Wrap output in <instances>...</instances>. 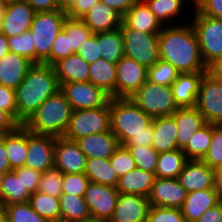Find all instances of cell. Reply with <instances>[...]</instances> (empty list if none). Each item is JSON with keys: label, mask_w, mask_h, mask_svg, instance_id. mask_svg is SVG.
I'll use <instances>...</instances> for the list:
<instances>
[{"label": "cell", "mask_w": 222, "mask_h": 222, "mask_svg": "<svg viewBox=\"0 0 222 222\" xmlns=\"http://www.w3.org/2000/svg\"><path fill=\"white\" fill-rule=\"evenodd\" d=\"M158 43L160 60L170 63L179 73L209 70L202 60L190 20L188 24L163 26Z\"/></svg>", "instance_id": "obj_1"}, {"label": "cell", "mask_w": 222, "mask_h": 222, "mask_svg": "<svg viewBox=\"0 0 222 222\" xmlns=\"http://www.w3.org/2000/svg\"><path fill=\"white\" fill-rule=\"evenodd\" d=\"M111 132L121 146H152L153 119L129 98L109 99Z\"/></svg>", "instance_id": "obj_2"}, {"label": "cell", "mask_w": 222, "mask_h": 222, "mask_svg": "<svg viewBox=\"0 0 222 222\" xmlns=\"http://www.w3.org/2000/svg\"><path fill=\"white\" fill-rule=\"evenodd\" d=\"M60 89L53 66L34 64L15 89L17 122L23 125L47 98L57 94Z\"/></svg>", "instance_id": "obj_3"}, {"label": "cell", "mask_w": 222, "mask_h": 222, "mask_svg": "<svg viewBox=\"0 0 222 222\" xmlns=\"http://www.w3.org/2000/svg\"><path fill=\"white\" fill-rule=\"evenodd\" d=\"M72 112L73 109L65 95L59 91L47 98L23 126L34 134L63 137L67 131Z\"/></svg>", "instance_id": "obj_4"}, {"label": "cell", "mask_w": 222, "mask_h": 222, "mask_svg": "<svg viewBox=\"0 0 222 222\" xmlns=\"http://www.w3.org/2000/svg\"><path fill=\"white\" fill-rule=\"evenodd\" d=\"M67 14L62 10L36 12L30 32L35 45V64L50 65V52L55 38L62 30Z\"/></svg>", "instance_id": "obj_5"}, {"label": "cell", "mask_w": 222, "mask_h": 222, "mask_svg": "<svg viewBox=\"0 0 222 222\" xmlns=\"http://www.w3.org/2000/svg\"><path fill=\"white\" fill-rule=\"evenodd\" d=\"M195 11L191 17L200 54L205 66L209 69L218 60L222 59V20L200 14Z\"/></svg>", "instance_id": "obj_6"}, {"label": "cell", "mask_w": 222, "mask_h": 222, "mask_svg": "<svg viewBox=\"0 0 222 222\" xmlns=\"http://www.w3.org/2000/svg\"><path fill=\"white\" fill-rule=\"evenodd\" d=\"M129 99L152 119L170 116L178 109L171 87L158 85L148 80Z\"/></svg>", "instance_id": "obj_7"}, {"label": "cell", "mask_w": 222, "mask_h": 222, "mask_svg": "<svg viewBox=\"0 0 222 222\" xmlns=\"http://www.w3.org/2000/svg\"><path fill=\"white\" fill-rule=\"evenodd\" d=\"M111 131L109 101L96 109L74 110L65 139L76 141L96 133Z\"/></svg>", "instance_id": "obj_8"}, {"label": "cell", "mask_w": 222, "mask_h": 222, "mask_svg": "<svg viewBox=\"0 0 222 222\" xmlns=\"http://www.w3.org/2000/svg\"><path fill=\"white\" fill-rule=\"evenodd\" d=\"M120 30L126 57L134 59L147 68L153 66L160 59L159 34L134 30L128 28L124 23H122Z\"/></svg>", "instance_id": "obj_9"}, {"label": "cell", "mask_w": 222, "mask_h": 222, "mask_svg": "<svg viewBox=\"0 0 222 222\" xmlns=\"http://www.w3.org/2000/svg\"><path fill=\"white\" fill-rule=\"evenodd\" d=\"M195 108L206 123L222 124V81L209 70L200 82Z\"/></svg>", "instance_id": "obj_10"}, {"label": "cell", "mask_w": 222, "mask_h": 222, "mask_svg": "<svg viewBox=\"0 0 222 222\" xmlns=\"http://www.w3.org/2000/svg\"><path fill=\"white\" fill-rule=\"evenodd\" d=\"M60 91L74 110L96 109L104 106L110 96L90 81L69 82L61 85Z\"/></svg>", "instance_id": "obj_11"}, {"label": "cell", "mask_w": 222, "mask_h": 222, "mask_svg": "<svg viewBox=\"0 0 222 222\" xmlns=\"http://www.w3.org/2000/svg\"><path fill=\"white\" fill-rule=\"evenodd\" d=\"M116 98H131L147 81L148 68L123 56L116 63Z\"/></svg>", "instance_id": "obj_12"}, {"label": "cell", "mask_w": 222, "mask_h": 222, "mask_svg": "<svg viewBox=\"0 0 222 222\" xmlns=\"http://www.w3.org/2000/svg\"><path fill=\"white\" fill-rule=\"evenodd\" d=\"M119 191L116 187L90 182L84 200L90 215L109 222L114 214Z\"/></svg>", "instance_id": "obj_13"}, {"label": "cell", "mask_w": 222, "mask_h": 222, "mask_svg": "<svg viewBox=\"0 0 222 222\" xmlns=\"http://www.w3.org/2000/svg\"><path fill=\"white\" fill-rule=\"evenodd\" d=\"M56 137L38 135L27 130V158L24 166L45 172L54 167Z\"/></svg>", "instance_id": "obj_14"}, {"label": "cell", "mask_w": 222, "mask_h": 222, "mask_svg": "<svg viewBox=\"0 0 222 222\" xmlns=\"http://www.w3.org/2000/svg\"><path fill=\"white\" fill-rule=\"evenodd\" d=\"M35 13L36 11L25 0L6 2L0 33L12 37L29 31Z\"/></svg>", "instance_id": "obj_15"}, {"label": "cell", "mask_w": 222, "mask_h": 222, "mask_svg": "<svg viewBox=\"0 0 222 222\" xmlns=\"http://www.w3.org/2000/svg\"><path fill=\"white\" fill-rule=\"evenodd\" d=\"M87 157L79 148L76 141L56 137L54 148V168L63 174L84 173Z\"/></svg>", "instance_id": "obj_16"}, {"label": "cell", "mask_w": 222, "mask_h": 222, "mask_svg": "<svg viewBox=\"0 0 222 222\" xmlns=\"http://www.w3.org/2000/svg\"><path fill=\"white\" fill-rule=\"evenodd\" d=\"M187 197V191L178 178H155L148 195L150 206H160L181 209Z\"/></svg>", "instance_id": "obj_17"}, {"label": "cell", "mask_w": 222, "mask_h": 222, "mask_svg": "<svg viewBox=\"0 0 222 222\" xmlns=\"http://www.w3.org/2000/svg\"><path fill=\"white\" fill-rule=\"evenodd\" d=\"M150 209L147 197L119 193L114 214L109 222H145Z\"/></svg>", "instance_id": "obj_18"}, {"label": "cell", "mask_w": 222, "mask_h": 222, "mask_svg": "<svg viewBox=\"0 0 222 222\" xmlns=\"http://www.w3.org/2000/svg\"><path fill=\"white\" fill-rule=\"evenodd\" d=\"M178 180L187 193L214 187V169L202 160H188Z\"/></svg>", "instance_id": "obj_19"}, {"label": "cell", "mask_w": 222, "mask_h": 222, "mask_svg": "<svg viewBox=\"0 0 222 222\" xmlns=\"http://www.w3.org/2000/svg\"><path fill=\"white\" fill-rule=\"evenodd\" d=\"M81 19L92 33L114 31L123 23V16L102 1L94 4Z\"/></svg>", "instance_id": "obj_20"}, {"label": "cell", "mask_w": 222, "mask_h": 222, "mask_svg": "<svg viewBox=\"0 0 222 222\" xmlns=\"http://www.w3.org/2000/svg\"><path fill=\"white\" fill-rule=\"evenodd\" d=\"M205 72L179 73L172 83L171 90L178 108H193L196 106L200 82Z\"/></svg>", "instance_id": "obj_21"}, {"label": "cell", "mask_w": 222, "mask_h": 222, "mask_svg": "<svg viewBox=\"0 0 222 222\" xmlns=\"http://www.w3.org/2000/svg\"><path fill=\"white\" fill-rule=\"evenodd\" d=\"M76 143L87 159H108L120 146L119 140L111 131L82 137L76 140Z\"/></svg>", "instance_id": "obj_22"}, {"label": "cell", "mask_w": 222, "mask_h": 222, "mask_svg": "<svg viewBox=\"0 0 222 222\" xmlns=\"http://www.w3.org/2000/svg\"><path fill=\"white\" fill-rule=\"evenodd\" d=\"M33 65L27 58L9 52L0 59V85L15 90Z\"/></svg>", "instance_id": "obj_23"}, {"label": "cell", "mask_w": 222, "mask_h": 222, "mask_svg": "<svg viewBox=\"0 0 222 222\" xmlns=\"http://www.w3.org/2000/svg\"><path fill=\"white\" fill-rule=\"evenodd\" d=\"M172 116L177 126V148L183 150L195 132L205 124L203 116L193 108H178Z\"/></svg>", "instance_id": "obj_24"}, {"label": "cell", "mask_w": 222, "mask_h": 222, "mask_svg": "<svg viewBox=\"0 0 222 222\" xmlns=\"http://www.w3.org/2000/svg\"><path fill=\"white\" fill-rule=\"evenodd\" d=\"M220 202L213 188L187 193V197L181 208L182 215L186 219V222H194L208 209L215 207Z\"/></svg>", "instance_id": "obj_25"}, {"label": "cell", "mask_w": 222, "mask_h": 222, "mask_svg": "<svg viewBox=\"0 0 222 222\" xmlns=\"http://www.w3.org/2000/svg\"><path fill=\"white\" fill-rule=\"evenodd\" d=\"M60 86L69 82H88L89 64L78 54H72L53 65Z\"/></svg>", "instance_id": "obj_26"}, {"label": "cell", "mask_w": 222, "mask_h": 222, "mask_svg": "<svg viewBox=\"0 0 222 222\" xmlns=\"http://www.w3.org/2000/svg\"><path fill=\"white\" fill-rule=\"evenodd\" d=\"M123 23L128 28L152 34H159L163 27L146 2H136L123 16Z\"/></svg>", "instance_id": "obj_27"}, {"label": "cell", "mask_w": 222, "mask_h": 222, "mask_svg": "<svg viewBox=\"0 0 222 222\" xmlns=\"http://www.w3.org/2000/svg\"><path fill=\"white\" fill-rule=\"evenodd\" d=\"M177 131L172 115L153 118L152 147L158 153L177 149Z\"/></svg>", "instance_id": "obj_28"}, {"label": "cell", "mask_w": 222, "mask_h": 222, "mask_svg": "<svg viewBox=\"0 0 222 222\" xmlns=\"http://www.w3.org/2000/svg\"><path fill=\"white\" fill-rule=\"evenodd\" d=\"M155 178V173L136 167L118 179L116 189L119 193L148 197Z\"/></svg>", "instance_id": "obj_29"}, {"label": "cell", "mask_w": 222, "mask_h": 222, "mask_svg": "<svg viewBox=\"0 0 222 222\" xmlns=\"http://www.w3.org/2000/svg\"><path fill=\"white\" fill-rule=\"evenodd\" d=\"M31 194L22 182V167L5 173L0 185V201L3 205L27 202Z\"/></svg>", "instance_id": "obj_30"}, {"label": "cell", "mask_w": 222, "mask_h": 222, "mask_svg": "<svg viewBox=\"0 0 222 222\" xmlns=\"http://www.w3.org/2000/svg\"><path fill=\"white\" fill-rule=\"evenodd\" d=\"M1 141L10 162L11 170L24 166L27 158V129L20 125L15 131L4 134Z\"/></svg>", "instance_id": "obj_31"}, {"label": "cell", "mask_w": 222, "mask_h": 222, "mask_svg": "<svg viewBox=\"0 0 222 222\" xmlns=\"http://www.w3.org/2000/svg\"><path fill=\"white\" fill-rule=\"evenodd\" d=\"M89 81L101 88L110 97L116 98V64L108 63L104 59L89 64Z\"/></svg>", "instance_id": "obj_32"}, {"label": "cell", "mask_w": 222, "mask_h": 222, "mask_svg": "<svg viewBox=\"0 0 222 222\" xmlns=\"http://www.w3.org/2000/svg\"><path fill=\"white\" fill-rule=\"evenodd\" d=\"M188 159L181 149L159 153L155 176L157 178H178Z\"/></svg>", "instance_id": "obj_33"}, {"label": "cell", "mask_w": 222, "mask_h": 222, "mask_svg": "<svg viewBox=\"0 0 222 222\" xmlns=\"http://www.w3.org/2000/svg\"><path fill=\"white\" fill-rule=\"evenodd\" d=\"M188 1V0H186ZM185 0H147L146 3L150 8V11L155 15V18L161 23L162 26L177 25L175 22L177 16H181L184 9H187ZM194 4V0H191ZM190 3V0H189ZM186 6V7H184ZM182 8L184 11H182ZM175 18V20H173ZM172 19V20H171ZM169 21V23H168ZM173 22V23H171ZM168 23V24H167Z\"/></svg>", "instance_id": "obj_34"}, {"label": "cell", "mask_w": 222, "mask_h": 222, "mask_svg": "<svg viewBox=\"0 0 222 222\" xmlns=\"http://www.w3.org/2000/svg\"><path fill=\"white\" fill-rule=\"evenodd\" d=\"M84 174L90 182L116 187L118 177L111 166L110 159L89 158L87 159Z\"/></svg>", "instance_id": "obj_35"}, {"label": "cell", "mask_w": 222, "mask_h": 222, "mask_svg": "<svg viewBox=\"0 0 222 222\" xmlns=\"http://www.w3.org/2000/svg\"><path fill=\"white\" fill-rule=\"evenodd\" d=\"M99 49L101 59L116 64L124 54L123 37L121 30L99 32Z\"/></svg>", "instance_id": "obj_36"}, {"label": "cell", "mask_w": 222, "mask_h": 222, "mask_svg": "<svg viewBox=\"0 0 222 222\" xmlns=\"http://www.w3.org/2000/svg\"><path fill=\"white\" fill-rule=\"evenodd\" d=\"M60 218L69 222L79 221L90 215L84 197L70 193H62L59 197Z\"/></svg>", "instance_id": "obj_37"}, {"label": "cell", "mask_w": 222, "mask_h": 222, "mask_svg": "<svg viewBox=\"0 0 222 222\" xmlns=\"http://www.w3.org/2000/svg\"><path fill=\"white\" fill-rule=\"evenodd\" d=\"M213 133V124L206 123L189 139L187 146L182 150L188 160H202L210 148Z\"/></svg>", "instance_id": "obj_38"}, {"label": "cell", "mask_w": 222, "mask_h": 222, "mask_svg": "<svg viewBox=\"0 0 222 222\" xmlns=\"http://www.w3.org/2000/svg\"><path fill=\"white\" fill-rule=\"evenodd\" d=\"M29 203L31 207L48 221L60 218L59 198L36 191L31 194Z\"/></svg>", "instance_id": "obj_39"}, {"label": "cell", "mask_w": 222, "mask_h": 222, "mask_svg": "<svg viewBox=\"0 0 222 222\" xmlns=\"http://www.w3.org/2000/svg\"><path fill=\"white\" fill-rule=\"evenodd\" d=\"M62 30L69 36L70 49L75 53L83 42L92 34L81 18H66Z\"/></svg>", "instance_id": "obj_40"}, {"label": "cell", "mask_w": 222, "mask_h": 222, "mask_svg": "<svg viewBox=\"0 0 222 222\" xmlns=\"http://www.w3.org/2000/svg\"><path fill=\"white\" fill-rule=\"evenodd\" d=\"M3 211L8 222H49L31 207L29 201L3 205Z\"/></svg>", "instance_id": "obj_41"}, {"label": "cell", "mask_w": 222, "mask_h": 222, "mask_svg": "<svg viewBox=\"0 0 222 222\" xmlns=\"http://www.w3.org/2000/svg\"><path fill=\"white\" fill-rule=\"evenodd\" d=\"M178 74L179 72L174 66L159 59L153 66L148 68L147 80L158 85L171 87Z\"/></svg>", "instance_id": "obj_42"}, {"label": "cell", "mask_w": 222, "mask_h": 222, "mask_svg": "<svg viewBox=\"0 0 222 222\" xmlns=\"http://www.w3.org/2000/svg\"><path fill=\"white\" fill-rule=\"evenodd\" d=\"M132 155L136 167L155 173L159 153L152 146H125Z\"/></svg>", "instance_id": "obj_43"}, {"label": "cell", "mask_w": 222, "mask_h": 222, "mask_svg": "<svg viewBox=\"0 0 222 222\" xmlns=\"http://www.w3.org/2000/svg\"><path fill=\"white\" fill-rule=\"evenodd\" d=\"M63 173L56 168L42 172L37 191L59 198L62 190Z\"/></svg>", "instance_id": "obj_44"}, {"label": "cell", "mask_w": 222, "mask_h": 222, "mask_svg": "<svg viewBox=\"0 0 222 222\" xmlns=\"http://www.w3.org/2000/svg\"><path fill=\"white\" fill-rule=\"evenodd\" d=\"M10 52L23 56L35 64V45L30 31L8 37Z\"/></svg>", "instance_id": "obj_45"}, {"label": "cell", "mask_w": 222, "mask_h": 222, "mask_svg": "<svg viewBox=\"0 0 222 222\" xmlns=\"http://www.w3.org/2000/svg\"><path fill=\"white\" fill-rule=\"evenodd\" d=\"M202 161L213 169L222 166V124H213L210 148Z\"/></svg>", "instance_id": "obj_46"}, {"label": "cell", "mask_w": 222, "mask_h": 222, "mask_svg": "<svg viewBox=\"0 0 222 222\" xmlns=\"http://www.w3.org/2000/svg\"><path fill=\"white\" fill-rule=\"evenodd\" d=\"M109 159L118 179L136 168V163L125 146L120 145Z\"/></svg>", "instance_id": "obj_47"}, {"label": "cell", "mask_w": 222, "mask_h": 222, "mask_svg": "<svg viewBox=\"0 0 222 222\" xmlns=\"http://www.w3.org/2000/svg\"><path fill=\"white\" fill-rule=\"evenodd\" d=\"M90 180L84 173L63 174L62 190L63 193H70L84 197Z\"/></svg>", "instance_id": "obj_48"}, {"label": "cell", "mask_w": 222, "mask_h": 222, "mask_svg": "<svg viewBox=\"0 0 222 222\" xmlns=\"http://www.w3.org/2000/svg\"><path fill=\"white\" fill-rule=\"evenodd\" d=\"M145 222H186L181 209L150 206Z\"/></svg>", "instance_id": "obj_49"}, {"label": "cell", "mask_w": 222, "mask_h": 222, "mask_svg": "<svg viewBox=\"0 0 222 222\" xmlns=\"http://www.w3.org/2000/svg\"><path fill=\"white\" fill-rule=\"evenodd\" d=\"M72 54H75V52L70 49L69 36L61 30L52 45L50 52V65L53 66L56 62Z\"/></svg>", "instance_id": "obj_50"}, {"label": "cell", "mask_w": 222, "mask_h": 222, "mask_svg": "<svg viewBox=\"0 0 222 222\" xmlns=\"http://www.w3.org/2000/svg\"><path fill=\"white\" fill-rule=\"evenodd\" d=\"M76 54L81 56L88 64L101 59L99 33H92L83 44H81Z\"/></svg>", "instance_id": "obj_51"}, {"label": "cell", "mask_w": 222, "mask_h": 222, "mask_svg": "<svg viewBox=\"0 0 222 222\" xmlns=\"http://www.w3.org/2000/svg\"><path fill=\"white\" fill-rule=\"evenodd\" d=\"M193 7L202 15L222 20V0H194Z\"/></svg>", "instance_id": "obj_52"}, {"label": "cell", "mask_w": 222, "mask_h": 222, "mask_svg": "<svg viewBox=\"0 0 222 222\" xmlns=\"http://www.w3.org/2000/svg\"><path fill=\"white\" fill-rule=\"evenodd\" d=\"M0 110L8 112L17 121L15 90L0 85Z\"/></svg>", "instance_id": "obj_53"}, {"label": "cell", "mask_w": 222, "mask_h": 222, "mask_svg": "<svg viewBox=\"0 0 222 222\" xmlns=\"http://www.w3.org/2000/svg\"><path fill=\"white\" fill-rule=\"evenodd\" d=\"M42 172L22 166V182L30 194L37 191Z\"/></svg>", "instance_id": "obj_54"}, {"label": "cell", "mask_w": 222, "mask_h": 222, "mask_svg": "<svg viewBox=\"0 0 222 222\" xmlns=\"http://www.w3.org/2000/svg\"><path fill=\"white\" fill-rule=\"evenodd\" d=\"M98 1L100 0H77L66 14L71 18H82Z\"/></svg>", "instance_id": "obj_55"}, {"label": "cell", "mask_w": 222, "mask_h": 222, "mask_svg": "<svg viewBox=\"0 0 222 222\" xmlns=\"http://www.w3.org/2000/svg\"><path fill=\"white\" fill-rule=\"evenodd\" d=\"M20 124L6 111L0 110V134H8L15 131Z\"/></svg>", "instance_id": "obj_56"}, {"label": "cell", "mask_w": 222, "mask_h": 222, "mask_svg": "<svg viewBox=\"0 0 222 222\" xmlns=\"http://www.w3.org/2000/svg\"><path fill=\"white\" fill-rule=\"evenodd\" d=\"M124 16L136 3V0H100Z\"/></svg>", "instance_id": "obj_57"}, {"label": "cell", "mask_w": 222, "mask_h": 222, "mask_svg": "<svg viewBox=\"0 0 222 222\" xmlns=\"http://www.w3.org/2000/svg\"><path fill=\"white\" fill-rule=\"evenodd\" d=\"M194 222H222V202L208 209L198 220Z\"/></svg>", "instance_id": "obj_58"}, {"label": "cell", "mask_w": 222, "mask_h": 222, "mask_svg": "<svg viewBox=\"0 0 222 222\" xmlns=\"http://www.w3.org/2000/svg\"><path fill=\"white\" fill-rule=\"evenodd\" d=\"M36 12L59 10L57 0H25Z\"/></svg>", "instance_id": "obj_59"}, {"label": "cell", "mask_w": 222, "mask_h": 222, "mask_svg": "<svg viewBox=\"0 0 222 222\" xmlns=\"http://www.w3.org/2000/svg\"><path fill=\"white\" fill-rule=\"evenodd\" d=\"M219 200L222 202V166L214 169V187Z\"/></svg>", "instance_id": "obj_60"}, {"label": "cell", "mask_w": 222, "mask_h": 222, "mask_svg": "<svg viewBox=\"0 0 222 222\" xmlns=\"http://www.w3.org/2000/svg\"><path fill=\"white\" fill-rule=\"evenodd\" d=\"M0 171L4 173L12 171L7 156V152L5 150V145L1 140H0Z\"/></svg>", "instance_id": "obj_61"}, {"label": "cell", "mask_w": 222, "mask_h": 222, "mask_svg": "<svg viewBox=\"0 0 222 222\" xmlns=\"http://www.w3.org/2000/svg\"><path fill=\"white\" fill-rule=\"evenodd\" d=\"M9 52H10V48L8 45V37L0 33V59H2Z\"/></svg>", "instance_id": "obj_62"}, {"label": "cell", "mask_w": 222, "mask_h": 222, "mask_svg": "<svg viewBox=\"0 0 222 222\" xmlns=\"http://www.w3.org/2000/svg\"><path fill=\"white\" fill-rule=\"evenodd\" d=\"M209 71L222 81V59L218 60L214 65L209 68Z\"/></svg>", "instance_id": "obj_63"}, {"label": "cell", "mask_w": 222, "mask_h": 222, "mask_svg": "<svg viewBox=\"0 0 222 222\" xmlns=\"http://www.w3.org/2000/svg\"><path fill=\"white\" fill-rule=\"evenodd\" d=\"M77 0H57L59 10L67 12Z\"/></svg>", "instance_id": "obj_64"}, {"label": "cell", "mask_w": 222, "mask_h": 222, "mask_svg": "<svg viewBox=\"0 0 222 222\" xmlns=\"http://www.w3.org/2000/svg\"><path fill=\"white\" fill-rule=\"evenodd\" d=\"M75 222H106V221L98 219V218L93 217V216H89L87 218H84V219H81V220L75 221Z\"/></svg>", "instance_id": "obj_65"}, {"label": "cell", "mask_w": 222, "mask_h": 222, "mask_svg": "<svg viewBox=\"0 0 222 222\" xmlns=\"http://www.w3.org/2000/svg\"><path fill=\"white\" fill-rule=\"evenodd\" d=\"M5 7H6V2L0 0V25L3 18Z\"/></svg>", "instance_id": "obj_66"}, {"label": "cell", "mask_w": 222, "mask_h": 222, "mask_svg": "<svg viewBox=\"0 0 222 222\" xmlns=\"http://www.w3.org/2000/svg\"><path fill=\"white\" fill-rule=\"evenodd\" d=\"M0 222H8V218L4 211L0 213Z\"/></svg>", "instance_id": "obj_67"}, {"label": "cell", "mask_w": 222, "mask_h": 222, "mask_svg": "<svg viewBox=\"0 0 222 222\" xmlns=\"http://www.w3.org/2000/svg\"><path fill=\"white\" fill-rule=\"evenodd\" d=\"M49 222H69V221L59 218V219L50 220Z\"/></svg>", "instance_id": "obj_68"}, {"label": "cell", "mask_w": 222, "mask_h": 222, "mask_svg": "<svg viewBox=\"0 0 222 222\" xmlns=\"http://www.w3.org/2000/svg\"><path fill=\"white\" fill-rule=\"evenodd\" d=\"M4 175H5V173L0 171V185H1V182L3 180Z\"/></svg>", "instance_id": "obj_69"}, {"label": "cell", "mask_w": 222, "mask_h": 222, "mask_svg": "<svg viewBox=\"0 0 222 222\" xmlns=\"http://www.w3.org/2000/svg\"><path fill=\"white\" fill-rule=\"evenodd\" d=\"M3 211V206H2V203L0 201V213Z\"/></svg>", "instance_id": "obj_70"}, {"label": "cell", "mask_w": 222, "mask_h": 222, "mask_svg": "<svg viewBox=\"0 0 222 222\" xmlns=\"http://www.w3.org/2000/svg\"><path fill=\"white\" fill-rule=\"evenodd\" d=\"M147 0H136V2H146Z\"/></svg>", "instance_id": "obj_71"}, {"label": "cell", "mask_w": 222, "mask_h": 222, "mask_svg": "<svg viewBox=\"0 0 222 222\" xmlns=\"http://www.w3.org/2000/svg\"><path fill=\"white\" fill-rule=\"evenodd\" d=\"M2 1H4V2H9V1H15V0H2Z\"/></svg>", "instance_id": "obj_72"}]
</instances>
